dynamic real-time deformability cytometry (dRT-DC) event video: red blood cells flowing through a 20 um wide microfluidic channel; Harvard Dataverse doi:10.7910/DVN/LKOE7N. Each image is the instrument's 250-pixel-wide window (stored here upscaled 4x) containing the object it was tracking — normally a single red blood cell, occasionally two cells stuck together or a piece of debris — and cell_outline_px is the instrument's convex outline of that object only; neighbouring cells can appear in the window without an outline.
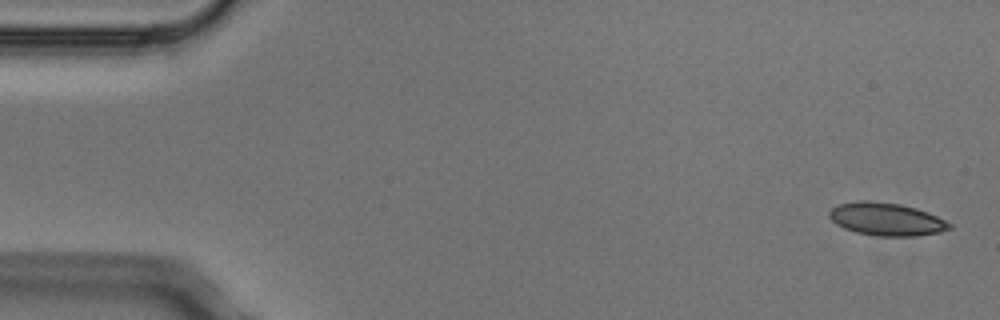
{"species": "Egyptian fruit bat (a non-hibernating species)", "species_latin": "Rousettus aegyptiacus", "temperature_condition": "cold", "stored_images_in_passage": 5, "segment_of_instrument_passage": [1, 2], "camera_frame_rate_fps": 3000, "um_per_image_px": 0.085, "animal": {"sex": "male"}, "frame": {"image": 1, "passage_image": 1, "time_ms": 0.0, "image_size_px": [1000, 320], "cell_outline_px": [[952, 228], [940, 232], [916, 236], [876, 236], [856, 232], [844, 228], [836, 224], [828, 216], [828, 212], [832, 208], [840, 204], [860, 200], [868, 200], [900, 204], [916, 208], [928, 212], [952, 224]], "centroid_in_image_um": [75.34, 18.63], "position_along_channel_um": 9.7, "area_um2": 23.0}}
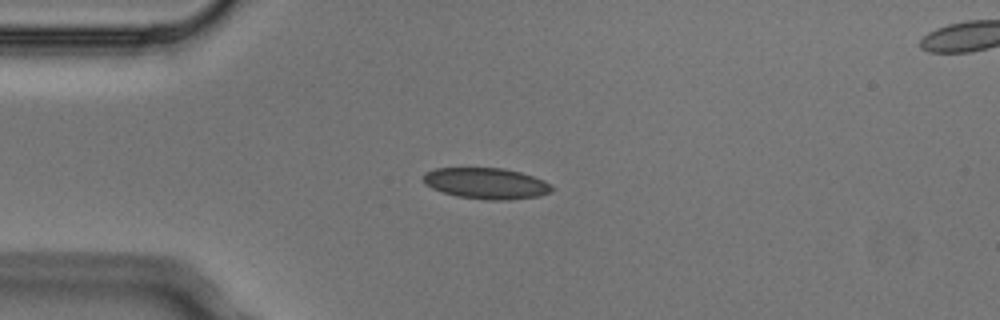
{"frame": {"image": 2, "passage_image": 4, "time_ms": 1.0, "image_size_px": [1000, 320], "cell_outline_px": [[556, 188], [552, 192], [540, 196], [508, 200], [488, 200], [456, 196], [432, 188], [424, 184], [424, 172], [436, 168], [504, 168], [520, 172], [544, 180]], "centroid_in_image_um": [41.37, 15.59], "position_along_channel_um": 43.6, "area_um2": 23.41}}